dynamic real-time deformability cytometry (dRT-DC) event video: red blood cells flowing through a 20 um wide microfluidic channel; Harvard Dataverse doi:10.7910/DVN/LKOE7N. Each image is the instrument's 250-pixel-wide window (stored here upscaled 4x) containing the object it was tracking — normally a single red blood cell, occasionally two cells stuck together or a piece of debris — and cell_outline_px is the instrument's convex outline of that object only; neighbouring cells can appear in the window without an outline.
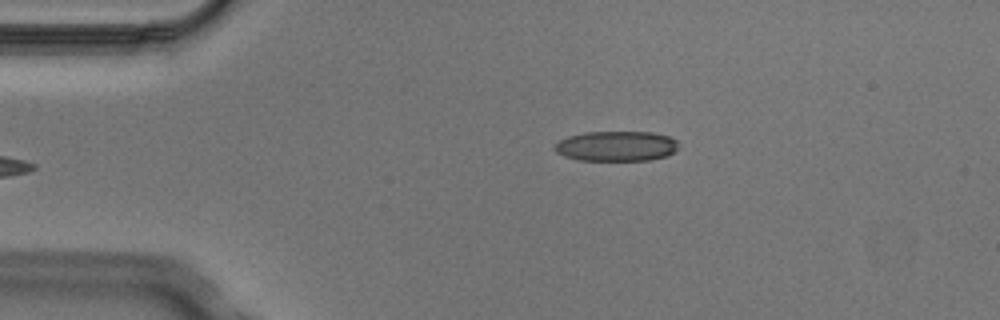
{"species": "Egyptian fruit bat (a non-hibernating species)", "species_latin": "Rousettus aegyptiacus", "temperature_condition": "cold", "stored_images_in_passage": 4, "camera_frame_rate_fps": 3000, "um_per_image_px": 0.085, "animal": {"sex": "male"}, "frame": {"image": 1, "passage_image": 4, "time_ms": 1.0, "image_size_px": [1000, 320], "cell_outline_px": [[676, 152], [668, 156], [648, 160], [580, 160], [564, 156], [556, 152], [552, 148], [560, 140], [568, 136], [584, 132], [652, 132], [668, 136], [676, 140]], "centroid_in_image_um": [52.38, 12.42], "position_along_channel_um": 32.6, "area_um2": 21.73}}